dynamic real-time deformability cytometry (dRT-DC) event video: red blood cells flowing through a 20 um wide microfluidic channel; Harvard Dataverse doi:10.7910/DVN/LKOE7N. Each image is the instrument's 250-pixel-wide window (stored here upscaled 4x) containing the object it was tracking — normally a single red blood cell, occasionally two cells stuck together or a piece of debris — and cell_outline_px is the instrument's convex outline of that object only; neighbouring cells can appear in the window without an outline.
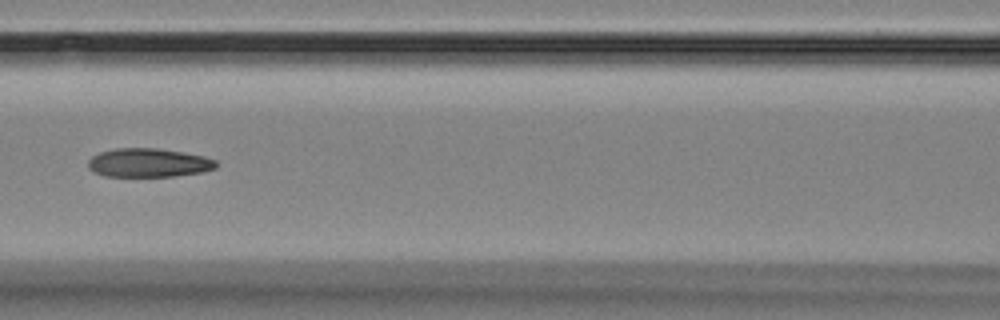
{"species": "Egyptian fruit bat (a non-hibernating species)", "species_latin": "Rousettus aegyptiacus", "temperature_condition": "room temperature", "stored_images_in_passage": 8, "camera_frame_rate_fps": 3000, "um_per_image_px": 0.085, "animal": {"sex": "female"}, "frame": {"image": 1, "passage_image": 8, "time_ms": 8.0, "image_size_px": [1000, 320], "cell_outline_px": [[216, 168], [204, 172], [176, 176], [104, 176], [92, 172], [88, 168], [88, 160], [92, 156], [100, 152], [116, 148], [156, 148], [204, 156], [216, 160]], "centroid_in_image_um": [12.61, 13.84], "position_along_channel_um": 154.0, "area_um2": 21.5}}